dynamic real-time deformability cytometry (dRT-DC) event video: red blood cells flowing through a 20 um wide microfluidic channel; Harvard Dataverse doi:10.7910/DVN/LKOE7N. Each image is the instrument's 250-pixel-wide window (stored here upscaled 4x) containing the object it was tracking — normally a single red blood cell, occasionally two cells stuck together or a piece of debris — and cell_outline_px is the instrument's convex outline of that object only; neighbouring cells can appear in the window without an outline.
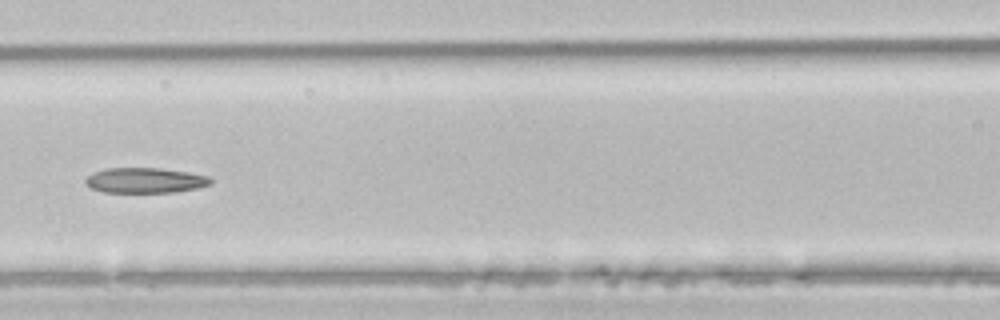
{"species": "common noctule bat (a hibernating species)", "species_latin": "Nyctalus noctula", "temperature_condition": "room temperature", "stored_images_in_passage": 48, "camera_frame_rate_fps": 3000, "um_per_image_px": 0.085, "animal": {"sex": "male", "body_mass_g": 21.5, "forearm_length_mm": 52.0}, "frame": {"image": 1, "passage_image": 21, "time_ms": 6.667, "image_size_px": [1000, 320], "cell_outline_px": [[212, 184], [200, 188], [176, 192], [104, 192], [92, 188], [84, 184], [84, 180], [92, 172], [108, 168], [160, 168], [188, 172], [208, 176], [212, 180]], "centroid_in_image_um": [12.35, 15.33], "position_along_channel_um": 154.3, "area_um2": 18.55}, "authors_computed_cell_mechanics": {"area_um2": 22.0796, "velocity_mm_per_s": 4.1167, "shape_relaxation_time_tau1_ms": null, "shape_relaxation_time_tau2_ms": 2.5024, "deformation_change_tau1": null, "deformation_change_tau2": 0.0942}}